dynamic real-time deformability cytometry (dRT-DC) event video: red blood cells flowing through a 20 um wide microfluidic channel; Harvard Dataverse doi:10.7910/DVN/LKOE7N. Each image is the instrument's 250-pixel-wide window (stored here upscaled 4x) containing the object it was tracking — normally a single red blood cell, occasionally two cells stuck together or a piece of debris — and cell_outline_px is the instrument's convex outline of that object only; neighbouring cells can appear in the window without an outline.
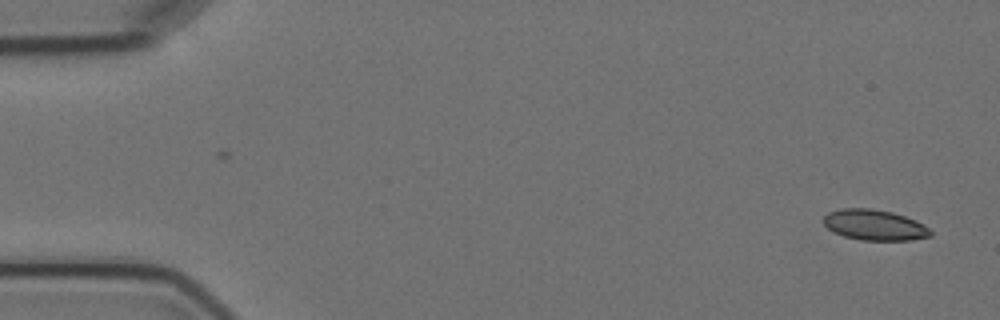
{"species": "Egyptian fruit bat (a non-hibernating species)", "species_latin": "Rousettus aegyptiacus", "temperature_condition": "cold", "stored_images_in_passage": 5, "camera_frame_rate_fps": 3000, "um_per_image_px": 0.085, "animal": {"sex": "female"}, "frame": {"image": 1, "passage_image": 1, "time_ms": 0.0, "image_size_px": [1000, 320], "cell_outline_px": [[932, 236], [912, 240], [860, 240], [844, 236], [828, 228], [824, 224], [824, 216], [828, 212], [840, 208], [872, 208], [892, 212], [916, 220], [924, 224], [932, 232]], "centroid_in_image_um": [74.35, 19.12], "position_along_channel_um": 10.6, "area_um2": 19.13}}
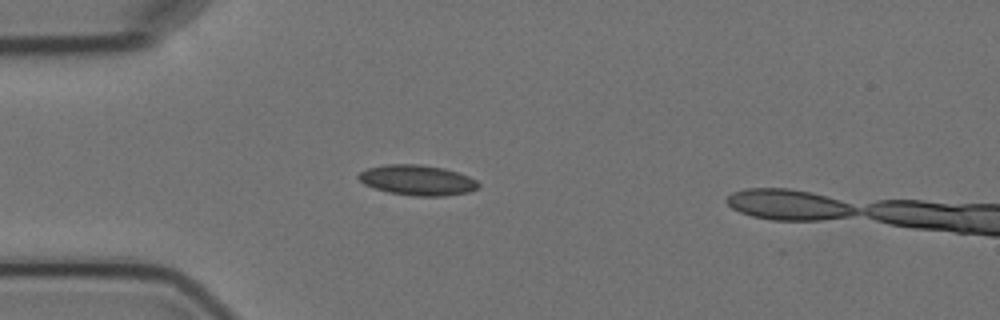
{"frame": {"image": 2, "passage_image": 4, "time_ms": 4.333, "image_size_px": [1000, 320], "cell_outline_px": [[480, 188], [468, 192], [444, 196], [412, 196], [388, 192], [364, 184], [356, 176], [360, 172], [368, 168], [384, 164], [420, 164], [444, 168], [468, 176], [476, 180], [480, 184]], "centroid_in_image_um": [35.48, 15.31], "position_along_channel_um": 49.5, "area_um2": 21.21}}